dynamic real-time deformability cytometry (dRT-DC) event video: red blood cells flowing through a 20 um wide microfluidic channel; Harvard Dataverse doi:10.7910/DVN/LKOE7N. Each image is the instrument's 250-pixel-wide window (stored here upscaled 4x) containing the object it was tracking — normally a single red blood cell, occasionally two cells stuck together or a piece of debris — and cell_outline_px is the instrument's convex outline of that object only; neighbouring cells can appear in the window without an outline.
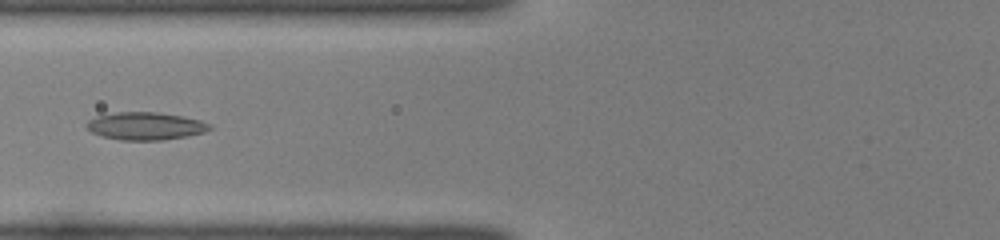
{"species": "common noctule bat (a hibernating species)", "species_latin": "Nyctalus noctula", "temperature_condition": "room temperature", "stored_images_in_passage": 53, "camera_frame_rate_fps": 3000, "um_per_image_px": 0.085, "animal": {"sex": "female", "body_mass_g": 22.0, "forearm_length_mm": 56.7}, "frame": {"image": 1, "passage_image": 24, "time_ms": 7.667, "image_size_px": [1000, 240], "cell_outline_px": [[212, 128], [204, 132], [188, 136], [160, 140], [120, 140], [100, 136], [92, 132], [84, 124], [88, 120], [96, 116], [116, 112], [156, 112], [184, 116], [200, 120], [212, 124]], "centroid_in_image_um": [12.36, 10.71], "position_along_channel_um": 113.4, "area_um2": 20.0}}
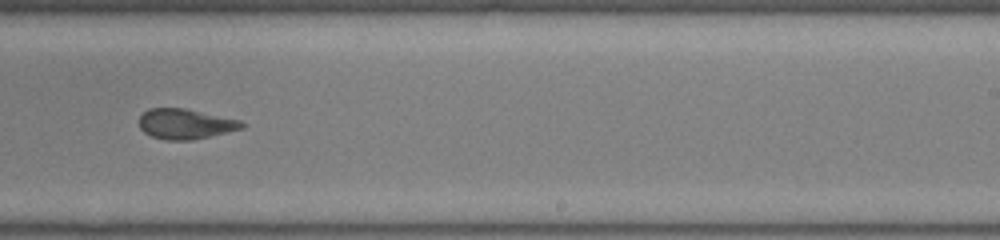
{"frame": {"image": 2, "passage_image": 36, "time_ms": 11.667, "image_size_px": [1000, 240], "cell_outline_px": [[244, 128], [192, 140], [164, 140], [152, 136], [144, 132], [140, 128], [140, 116], [148, 108], [184, 108], [240, 120], [244, 124]], "centroid_in_image_um": [15.74, 10.53], "position_along_channel_um": 273.3, "area_um2": 17.92}}
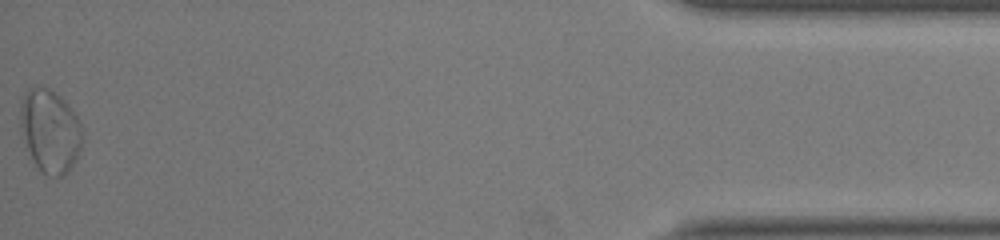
{"frame": {"image": 3, "passage_image": 53, "time_ms": 17.333, "image_size_px": [1000, 240], "cell_outline_px": [[84, 132], [80, 148], [68, 172], [64, 176], [48, 176], [36, 164], [28, 148], [20, 128], [20, 100], [28, 88], [48, 88], [60, 96], [64, 100], [76, 116]], "centroid_in_image_um": [4.25, 11.11], "position_along_channel_um": 430.9, "area_um2": 29.54}, "authors_computed_cell_mechanics": {"area_um2": 20.23, "velocity_mm_per_s": 4.0087, "shape_relaxation_time_tau1_ms": null, "shape_relaxation_time_tau2_ms": 1.6538, "deformation_change_tau1": null, "deformation_change_tau2": 0.0848}}